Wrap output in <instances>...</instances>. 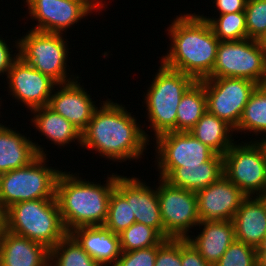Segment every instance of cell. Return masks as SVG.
Wrapping results in <instances>:
<instances>
[{"label": "cell", "instance_id": "6da1fadb", "mask_svg": "<svg viewBox=\"0 0 266 266\" xmlns=\"http://www.w3.org/2000/svg\"><path fill=\"white\" fill-rule=\"evenodd\" d=\"M102 102L81 132V146L95 150L101 157L114 162L141 158L146 145H149V135L140 128L137 119L125 106L110 99Z\"/></svg>", "mask_w": 266, "mask_h": 266}, {"label": "cell", "instance_id": "7a4b0ae2", "mask_svg": "<svg viewBox=\"0 0 266 266\" xmlns=\"http://www.w3.org/2000/svg\"><path fill=\"white\" fill-rule=\"evenodd\" d=\"M168 27L170 50L161 57L168 68L192 76L196 81L207 78L216 61L220 40L209 23L199 14L177 16Z\"/></svg>", "mask_w": 266, "mask_h": 266}, {"label": "cell", "instance_id": "3957f363", "mask_svg": "<svg viewBox=\"0 0 266 266\" xmlns=\"http://www.w3.org/2000/svg\"><path fill=\"white\" fill-rule=\"evenodd\" d=\"M117 174L112 173L104 185L82 180L77 174L60 172L55 198L66 231L83 226H103L115 189Z\"/></svg>", "mask_w": 266, "mask_h": 266}, {"label": "cell", "instance_id": "277c9868", "mask_svg": "<svg viewBox=\"0 0 266 266\" xmlns=\"http://www.w3.org/2000/svg\"><path fill=\"white\" fill-rule=\"evenodd\" d=\"M6 230L48 249L68 234L56 198L14 203L6 209Z\"/></svg>", "mask_w": 266, "mask_h": 266}, {"label": "cell", "instance_id": "5b68a950", "mask_svg": "<svg viewBox=\"0 0 266 266\" xmlns=\"http://www.w3.org/2000/svg\"><path fill=\"white\" fill-rule=\"evenodd\" d=\"M196 80L160 63L144 98L149 129L157 136L176 131L177 108L181 97Z\"/></svg>", "mask_w": 266, "mask_h": 266}, {"label": "cell", "instance_id": "8992f818", "mask_svg": "<svg viewBox=\"0 0 266 266\" xmlns=\"http://www.w3.org/2000/svg\"><path fill=\"white\" fill-rule=\"evenodd\" d=\"M46 157L38 155L28 165L0 174V206L3 209L23 201L55 198L61 170L47 167Z\"/></svg>", "mask_w": 266, "mask_h": 266}, {"label": "cell", "instance_id": "52a82bcc", "mask_svg": "<svg viewBox=\"0 0 266 266\" xmlns=\"http://www.w3.org/2000/svg\"><path fill=\"white\" fill-rule=\"evenodd\" d=\"M62 35L30 29L14 45L19 57L37 71L49 76L57 84L69 83L79 78L78 75L73 79L74 75H70L71 77L67 75L66 63L69 48Z\"/></svg>", "mask_w": 266, "mask_h": 266}, {"label": "cell", "instance_id": "ba28073f", "mask_svg": "<svg viewBox=\"0 0 266 266\" xmlns=\"http://www.w3.org/2000/svg\"><path fill=\"white\" fill-rule=\"evenodd\" d=\"M245 78L266 84V54L259 40L220 41L212 73L207 78Z\"/></svg>", "mask_w": 266, "mask_h": 266}, {"label": "cell", "instance_id": "9c48e42d", "mask_svg": "<svg viewBox=\"0 0 266 266\" xmlns=\"http://www.w3.org/2000/svg\"><path fill=\"white\" fill-rule=\"evenodd\" d=\"M223 175L246 196H266V164L254 141L232 144L223 155Z\"/></svg>", "mask_w": 266, "mask_h": 266}, {"label": "cell", "instance_id": "30bf717a", "mask_svg": "<svg viewBox=\"0 0 266 266\" xmlns=\"http://www.w3.org/2000/svg\"><path fill=\"white\" fill-rule=\"evenodd\" d=\"M157 196L163 222V238H187L199 224L196 192L175 187L159 178Z\"/></svg>", "mask_w": 266, "mask_h": 266}, {"label": "cell", "instance_id": "8fae6325", "mask_svg": "<svg viewBox=\"0 0 266 266\" xmlns=\"http://www.w3.org/2000/svg\"><path fill=\"white\" fill-rule=\"evenodd\" d=\"M207 111L237 128L245 105L258 84L245 78H205Z\"/></svg>", "mask_w": 266, "mask_h": 266}, {"label": "cell", "instance_id": "7c38bea8", "mask_svg": "<svg viewBox=\"0 0 266 266\" xmlns=\"http://www.w3.org/2000/svg\"><path fill=\"white\" fill-rule=\"evenodd\" d=\"M155 150L159 178L164 179L174 168L199 166L216 153L189 131H171L157 136ZM158 156V157H157Z\"/></svg>", "mask_w": 266, "mask_h": 266}, {"label": "cell", "instance_id": "4fadbf2b", "mask_svg": "<svg viewBox=\"0 0 266 266\" xmlns=\"http://www.w3.org/2000/svg\"><path fill=\"white\" fill-rule=\"evenodd\" d=\"M24 2L27 4L31 19L38 21V24L31 29L48 33L63 34L64 30L67 31L85 16L91 15L93 10L95 11L87 0H26Z\"/></svg>", "mask_w": 266, "mask_h": 266}, {"label": "cell", "instance_id": "5bb4252c", "mask_svg": "<svg viewBox=\"0 0 266 266\" xmlns=\"http://www.w3.org/2000/svg\"><path fill=\"white\" fill-rule=\"evenodd\" d=\"M10 95L22 102L29 110L48 106L57 83L26 63L21 57L13 62L8 74Z\"/></svg>", "mask_w": 266, "mask_h": 266}, {"label": "cell", "instance_id": "9a60e30c", "mask_svg": "<svg viewBox=\"0 0 266 266\" xmlns=\"http://www.w3.org/2000/svg\"><path fill=\"white\" fill-rule=\"evenodd\" d=\"M196 195L200 221H232L242 201L247 197L224 175L197 191Z\"/></svg>", "mask_w": 266, "mask_h": 266}, {"label": "cell", "instance_id": "2e32d148", "mask_svg": "<svg viewBox=\"0 0 266 266\" xmlns=\"http://www.w3.org/2000/svg\"><path fill=\"white\" fill-rule=\"evenodd\" d=\"M115 189L131 200L132 217L135 222L154 228L163 237V222L156 190L139 178L117 175Z\"/></svg>", "mask_w": 266, "mask_h": 266}, {"label": "cell", "instance_id": "e0dca14e", "mask_svg": "<svg viewBox=\"0 0 266 266\" xmlns=\"http://www.w3.org/2000/svg\"><path fill=\"white\" fill-rule=\"evenodd\" d=\"M57 92L53 90L48 107L72 123L81 132L87 127L96 110L91 96L85 92L78 80L65 84H57Z\"/></svg>", "mask_w": 266, "mask_h": 266}, {"label": "cell", "instance_id": "ac0fdd59", "mask_svg": "<svg viewBox=\"0 0 266 266\" xmlns=\"http://www.w3.org/2000/svg\"><path fill=\"white\" fill-rule=\"evenodd\" d=\"M235 239L259 251L266 237V196H247L235 213Z\"/></svg>", "mask_w": 266, "mask_h": 266}, {"label": "cell", "instance_id": "d6986e66", "mask_svg": "<svg viewBox=\"0 0 266 266\" xmlns=\"http://www.w3.org/2000/svg\"><path fill=\"white\" fill-rule=\"evenodd\" d=\"M50 249L24 236L5 231L0 239V266H49Z\"/></svg>", "mask_w": 266, "mask_h": 266}, {"label": "cell", "instance_id": "ffe728a7", "mask_svg": "<svg viewBox=\"0 0 266 266\" xmlns=\"http://www.w3.org/2000/svg\"><path fill=\"white\" fill-rule=\"evenodd\" d=\"M69 234L100 266H114L117 263L121 255L119 235L104 226L78 227Z\"/></svg>", "mask_w": 266, "mask_h": 266}, {"label": "cell", "instance_id": "44dd1931", "mask_svg": "<svg viewBox=\"0 0 266 266\" xmlns=\"http://www.w3.org/2000/svg\"><path fill=\"white\" fill-rule=\"evenodd\" d=\"M203 226L202 232L195 238L193 235L186 238L192 246L209 264L214 266L223 256L227 248L236 240L232 221H200L197 225Z\"/></svg>", "mask_w": 266, "mask_h": 266}, {"label": "cell", "instance_id": "7402d4cb", "mask_svg": "<svg viewBox=\"0 0 266 266\" xmlns=\"http://www.w3.org/2000/svg\"><path fill=\"white\" fill-rule=\"evenodd\" d=\"M42 146L7 126L0 130V174L20 169L38 155L46 156Z\"/></svg>", "mask_w": 266, "mask_h": 266}, {"label": "cell", "instance_id": "603a6c76", "mask_svg": "<svg viewBox=\"0 0 266 266\" xmlns=\"http://www.w3.org/2000/svg\"><path fill=\"white\" fill-rule=\"evenodd\" d=\"M223 176V156L215 154L199 166L174 168L165 178L169 184L197 192Z\"/></svg>", "mask_w": 266, "mask_h": 266}, {"label": "cell", "instance_id": "cb8c5ba5", "mask_svg": "<svg viewBox=\"0 0 266 266\" xmlns=\"http://www.w3.org/2000/svg\"><path fill=\"white\" fill-rule=\"evenodd\" d=\"M31 112L34 114L32 123L41 135L46 136V139L59 147L75 140L81 146V131L63 116L55 113L48 106L32 109Z\"/></svg>", "mask_w": 266, "mask_h": 266}, {"label": "cell", "instance_id": "d4e9b609", "mask_svg": "<svg viewBox=\"0 0 266 266\" xmlns=\"http://www.w3.org/2000/svg\"><path fill=\"white\" fill-rule=\"evenodd\" d=\"M234 129L225 121L206 111L189 132L216 154L224 155L232 146ZM232 132V133H231Z\"/></svg>", "mask_w": 266, "mask_h": 266}, {"label": "cell", "instance_id": "484cf974", "mask_svg": "<svg viewBox=\"0 0 266 266\" xmlns=\"http://www.w3.org/2000/svg\"><path fill=\"white\" fill-rule=\"evenodd\" d=\"M206 111L204 84L195 81L181 97L177 108L176 131L188 132Z\"/></svg>", "mask_w": 266, "mask_h": 266}, {"label": "cell", "instance_id": "4316f807", "mask_svg": "<svg viewBox=\"0 0 266 266\" xmlns=\"http://www.w3.org/2000/svg\"><path fill=\"white\" fill-rule=\"evenodd\" d=\"M236 131H244L243 133L249 131L256 136L266 134V84L258 85L251 94L234 132Z\"/></svg>", "mask_w": 266, "mask_h": 266}, {"label": "cell", "instance_id": "83f0119b", "mask_svg": "<svg viewBox=\"0 0 266 266\" xmlns=\"http://www.w3.org/2000/svg\"><path fill=\"white\" fill-rule=\"evenodd\" d=\"M49 263V266H100L69 233L50 249Z\"/></svg>", "mask_w": 266, "mask_h": 266}, {"label": "cell", "instance_id": "f1b7e54d", "mask_svg": "<svg viewBox=\"0 0 266 266\" xmlns=\"http://www.w3.org/2000/svg\"><path fill=\"white\" fill-rule=\"evenodd\" d=\"M207 21L220 41H241L248 38L245 11L236 13L219 14V18H207L199 15Z\"/></svg>", "mask_w": 266, "mask_h": 266}, {"label": "cell", "instance_id": "f546056e", "mask_svg": "<svg viewBox=\"0 0 266 266\" xmlns=\"http://www.w3.org/2000/svg\"><path fill=\"white\" fill-rule=\"evenodd\" d=\"M135 223L132 217L131 200H126L116 189L110 195L109 208L104 227L114 234H121Z\"/></svg>", "mask_w": 266, "mask_h": 266}, {"label": "cell", "instance_id": "4dcf8cb0", "mask_svg": "<svg viewBox=\"0 0 266 266\" xmlns=\"http://www.w3.org/2000/svg\"><path fill=\"white\" fill-rule=\"evenodd\" d=\"M120 237L121 252L157 246L164 238L152 227L135 222Z\"/></svg>", "mask_w": 266, "mask_h": 266}, {"label": "cell", "instance_id": "1f68e13d", "mask_svg": "<svg viewBox=\"0 0 266 266\" xmlns=\"http://www.w3.org/2000/svg\"><path fill=\"white\" fill-rule=\"evenodd\" d=\"M260 251L235 240L214 266H259Z\"/></svg>", "mask_w": 266, "mask_h": 266}, {"label": "cell", "instance_id": "d6a6232c", "mask_svg": "<svg viewBox=\"0 0 266 266\" xmlns=\"http://www.w3.org/2000/svg\"><path fill=\"white\" fill-rule=\"evenodd\" d=\"M245 15L248 38L260 40L266 33V0H247Z\"/></svg>", "mask_w": 266, "mask_h": 266}, {"label": "cell", "instance_id": "836d02e7", "mask_svg": "<svg viewBox=\"0 0 266 266\" xmlns=\"http://www.w3.org/2000/svg\"><path fill=\"white\" fill-rule=\"evenodd\" d=\"M158 245L148 248L121 252L114 266H154Z\"/></svg>", "mask_w": 266, "mask_h": 266}, {"label": "cell", "instance_id": "e575fe53", "mask_svg": "<svg viewBox=\"0 0 266 266\" xmlns=\"http://www.w3.org/2000/svg\"><path fill=\"white\" fill-rule=\"evenodd\" d=\"M154 266H182L180 238L163 239L158 244V252Z\"/></svg>", "mask_w": 266, "mask_h": 266}, {"label": "cell", "instance_id": "d590c367", "mask_svg": "<svg viewBox=\"0 0 266 266\" xmlns=\"http://www.w3.org/2000/svg\"><path fill=\"white\" fill-rule=\"evenodd\" d=\"M180 257L182 266H212L185 238H180Z\"/></svg>", "mask_w": 266, "mask_h": 266}, {"label": "cell", "instance_id": "8d00e7d4", "mask_svg": "<svg viewBox=\"0 0 266 266\" xmlns=\"http://www.w3.org/2000/svg\"><path fill=\"white\" fill-rule=\"evenodd\" d=\"M0 37V75H7L10 68L12 67L13 62L18 58L19 53L16 54V52L13 54L12 51L10 52L6 41L1 39ZM14 56V57H13Z\"/></svg>", "mask_w": 266, "mask_h": 266}, {"label": "cell", "instance_id": "74e56055", "mask_svg": "<svg viewBox=\"0 0 266 266\" xmlns=\"http://www.w3.org/2000/svg\"><path fill=\"white\" fill-rule=\"evenodd\" d=\"M219 14L243 12L246 8L247 0H214Z\"/></svg>", "mask_w": 266, "mask_h": 266}, {"label": "cell", "instance_id": "f35d334b", "mask_svg": "<svg viewBox=\"0 0 266 266\" xmlns=\"http://www.w3.org/2000/svg\"><path fill=\"white\" fill-rule=\"evenodd\" d=\"M6 231V210L0 206V239Z\"/></svg>", "mask_w": 266, "mask_h": 266}, {"label": "cell", "instance_id": "ab89813d", "mask_svg": "<svg viewBox=\"0 0 266 266\" xmlns=\"http://www.w3.org/2000/svg\"><path fill=\"white\" fill-rule=\"evenodd\" d=\"M266 137V135H265ZM256 143V145L260 148L263 158H264V162L266 164V138H262L261 140H256L254 141Z\"/></svg>", "mask_w": 266, "mask_h": 266}, {"label": "cell", "instance_id": "60d3db41", "mask_svg": "<svg viewBox=\"0 0 266 266\" xmlns=\"http://www.w3.org/2000/svg\"><path fill=\"white\" fill-rule=\"evenodd\" d=\"M94 8H96L97 11H99L100 9L102 10V8H104V4L102 1L104 0H87Z\"/></svg>", "mask_w": 266, "mask_h": 266}, {"label": "cell", "instance_id": "b9f144b4", "mask_svg": "<svg viewBox=\"0 0 266 266\" xmlns=\"http://www.w3.org/2000/svg\"><path fill=\"white\" fill-rule=\"evenodd\" d=\"M260 265L266 266V250L260 251Z\"/></svg>", "mask_w": 266, "mask_h": 266}, {"label": "cell", "instance_id": "7bdbcfd3", "mask_svg": "<svg viewBox=\"0 0 266 266\" xmlns=\"http://www.w3.org/2000/svg\"><path fill=\"white\" fill-rule=\"evenodd\" d=\"M260 45L265 49L266 54V33L263 35V37L259 40Z\"/></svg>", "mask_w": 266, "mask_h": 266}, {"label": "cell", "instance_id": "ee69618b", "mask_svg": "<svg viewBox=\"0 0 266 266\" xmlns=\"http://www.w3.org/2000/svg\"><path fill=\"white\" fill-rule=\"evenodd\" d=\"M4 127H5V125H3L2 123H0V130L3 129Z\"/></svg>", "mask_w": 266, "mask_h": 266}, {"label": "cell", "instance_id": "f6af8a7d", "mask_svg": "<svg viewBox=\"0 0 266 266\" xmlns=\"http://www.w3.org/2000/svg\"><path fill=\"white\" fill-rule=\"evenodd\" d=\"M264 250H266V237H265V240H264Z\"/></svg>", "mask_w": 266, "mask_h": 266}]
</instances>
